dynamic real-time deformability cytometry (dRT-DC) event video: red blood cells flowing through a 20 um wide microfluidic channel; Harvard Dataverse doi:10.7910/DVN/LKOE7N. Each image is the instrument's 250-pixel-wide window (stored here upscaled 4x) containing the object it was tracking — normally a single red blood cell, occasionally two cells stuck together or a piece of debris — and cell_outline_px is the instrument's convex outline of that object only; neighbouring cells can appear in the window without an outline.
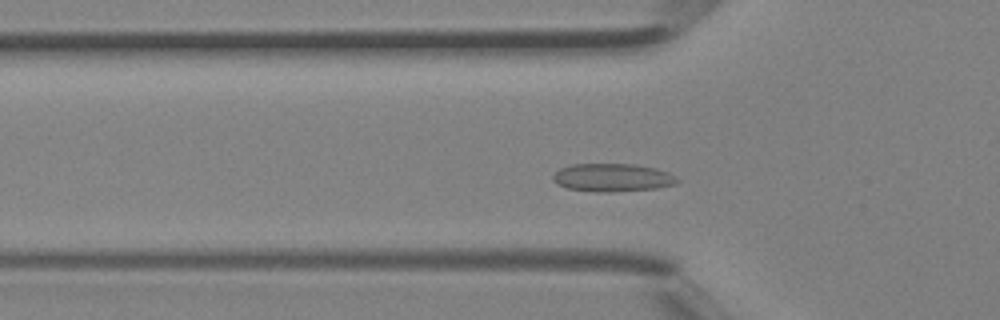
{"species": "Egyptian fruit bat (a non-hibernating species)", "species_latin": "Rousettus aegyptiacus", "temperature_condition": "room temperature", "stored_images_in_passage": 39, "camera_frame_rate_fps": 3000, "um_per_image_px": 0.085, "animal": {"sex": "female"}, "frame": {"image": 1, "passage_image": 11, "time_ms": 3.333, "image_size_px": [1000, 320], "cell_outline_px": [[680, 180], [676, 184], [656, 188], [612, 192], [596, 192], [568, 188], [556, 184], [552, 180], [552, 176], [560, 168], [572, 164], [636, 164], [656, 168], [668, 172], [676, 176]], "centroid_in_image_um": [52.07, 15.09], "position_along_channel_um": 73.7, "area_um2": 20.46}}
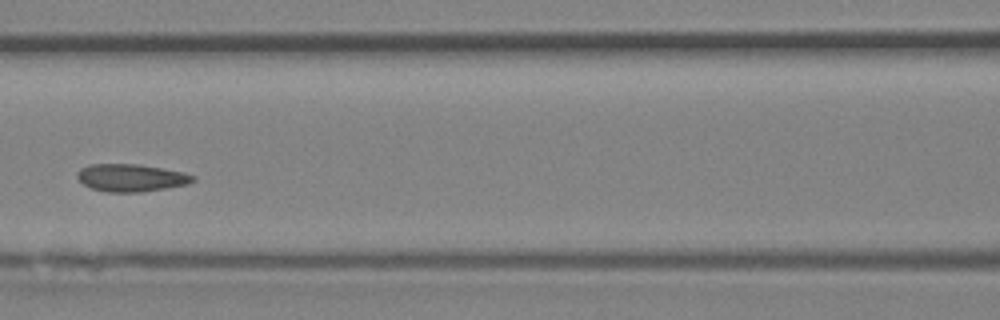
{"frame": {"image": 2, "passage_image": 16, "time_ms": 5.0, "image_size_px": [1000, 320], "cell_outline_px": [[196, 180], [188, 184], [140, 192], [104, 192], [92, 188], [84, 184], [76, 176], [76, 172], [80, 168], [88, 164], [140, 164], [184, 172], [196, 176]], "centroid_in_image_um": [11.14, 15.1], "position_along_channel_um": 155.5, "area_um2": 18.67}}
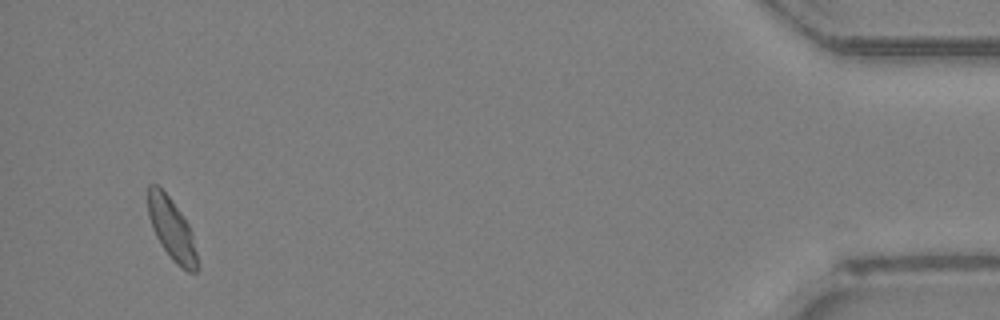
{"frame": {"image": 3, "passage_image": 37, "time_ms": 12.0, "image_size_px": [1000, 320], "cell_outline_px": [[196, 272], [188, 272], [180, 268], [168, 256], [156, 236], [152, 228], [148, 216], [148, 184], [156, 184], [172, 200], [188, 224], [192, 232], [196, 252]], "centroid_in_image_um": [14.57, 19.48], "position_along_channel_um": 420.6, "area_um2": 17.57}}